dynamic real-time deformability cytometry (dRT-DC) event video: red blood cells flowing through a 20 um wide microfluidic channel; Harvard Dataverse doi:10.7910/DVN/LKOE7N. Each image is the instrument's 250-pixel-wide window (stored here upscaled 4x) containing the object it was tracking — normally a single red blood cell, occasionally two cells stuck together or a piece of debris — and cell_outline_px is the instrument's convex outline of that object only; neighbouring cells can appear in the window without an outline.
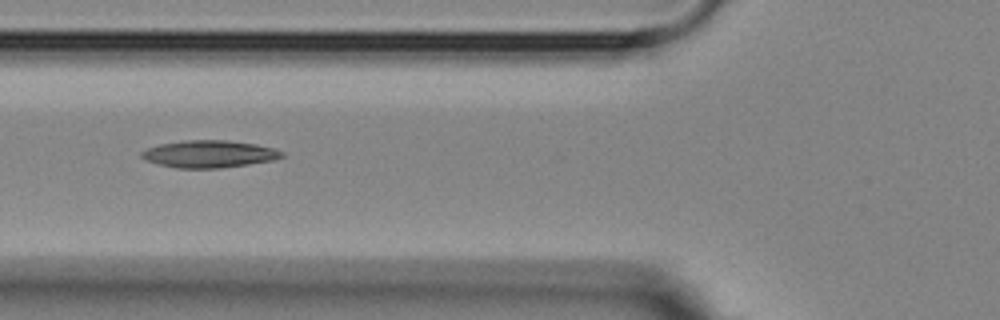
{"species": "Egyptian fruit bat (a non-hibernating species)", "species_latin": "Rousettus aegyptiacus", "temperature_condition": "room temperature", "stored_images_in_passage": 6, "camera_frame_rate_fps": 3000, "um_per_image_px": 0.085, "animal": {"sex": "female"}, "frame": {"image": 1, "passage_image": 5, "time_ms": 4.667, "image_size_px": [1000, 320], "cell_outline_px": [[284, 156], [272, 160], [248, 164], [220, 168], [176, 168], [144, 160], [140, 156], [140, 152], [148, 148], [160, 144], [184, 140], [228, 140], [256, 144], [272, 148], [284, 152]], "centroid_in_image_um": [17.75, 13.08], "position_along_channel_um": 108.0, "area_um2": 22.2}}